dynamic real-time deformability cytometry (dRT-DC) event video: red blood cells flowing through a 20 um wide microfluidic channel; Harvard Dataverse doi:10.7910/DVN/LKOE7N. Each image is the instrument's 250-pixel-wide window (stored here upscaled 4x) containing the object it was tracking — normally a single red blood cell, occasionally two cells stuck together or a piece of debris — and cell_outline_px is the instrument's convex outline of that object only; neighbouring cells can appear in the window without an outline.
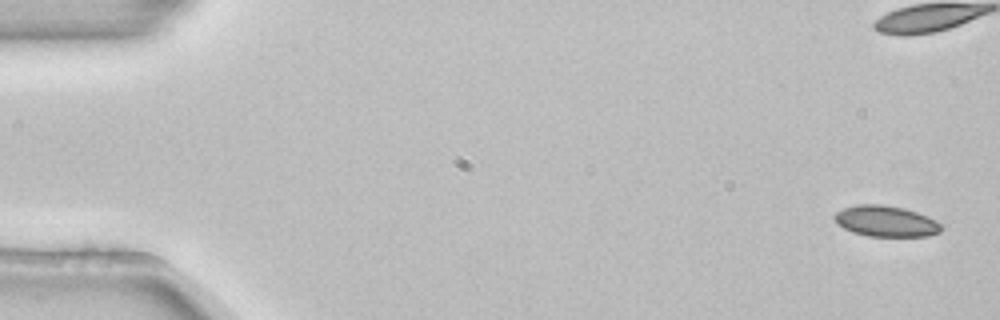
{"species": "common noctule bat (a hibernating species)", "species_latin": "Nyctalus noctula", "temperature_condition": "room temperature", "stored_images_in_passage": 6, "camera_frame_rate_fps": 3000, "um_per_image_px": 0.085, "animal": {"sex": "female", "body_mass_g": 22.7, "forearm_length_mm": 54.2}, "frame": {"image": 1, "passage_image": 1, "time_ms": 0.0, "image_size_px": [1000, 320], "cell_outline_px": [[944, 224], [940, 232], [928, 236], [868, 236], [852, 232], [844, 228], [832, 216], [836, 212], [844, 208], [856, 204], [884, 204], [904, 208], [928, 216]], "centroid_in_image_um": [75.34, 18.79], "position_along_channel_um": 9.7, "area_um2": 19.36}}